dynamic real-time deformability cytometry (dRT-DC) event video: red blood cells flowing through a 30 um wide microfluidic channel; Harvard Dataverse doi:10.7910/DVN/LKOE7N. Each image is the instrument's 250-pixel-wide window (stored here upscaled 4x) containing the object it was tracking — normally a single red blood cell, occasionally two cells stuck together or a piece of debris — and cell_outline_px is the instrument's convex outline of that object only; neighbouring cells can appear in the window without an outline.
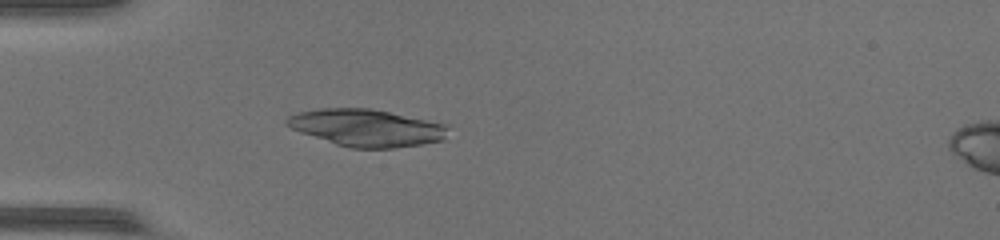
{"species": "common noctule bat (a hibernating species)", "species_latin": "Nyctalus noctula", "temperature_condition": "warm", "stored_images_in_passage": 33, "camera_frame_rate_fps": 3000, "um_per_image_px": 0.085, "animal": {"sex": "female", "body_mass_g": 17.0, "forearm_length_mm": 48.0}, "frame": {"image": 1, "passage_image": 1, "time_ms": 0.0, "image_size_px": [1000, 240], "cell_outline_px": [[448, 128], [444, 140], [420, 144], [392, 148], [352, 148], [336, 144], [300, 132], [284, 124], [284, 120], [288, 116], [296, 112], [320, 108], [372, 108], [444, 124]], "centroid_in_image_um": [31.1, 10.85], "position_along_channel_um": 53.9, "area_um2": 34.74}}
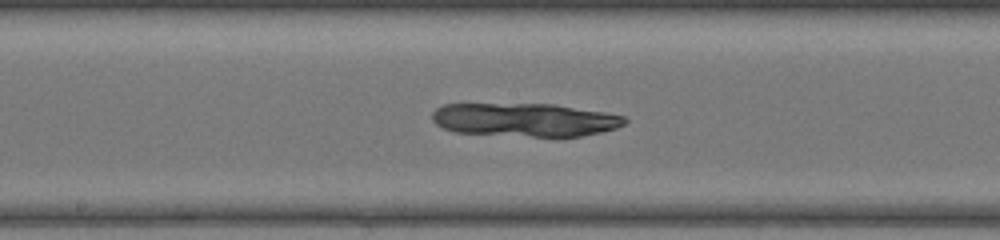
{"frame": {"image": 2, "passage_image": 12, "time_ms": 3.667, "image_size_px": [1000, 240], "cell_outline_px": [[628, 120], [624, 124], [616, 128], [600, 132], [580, 136], [532, 136], [456, 132], [444, 128], [436, 124], [432, 120], [432, 112], [436, 108], [444, 104], [552, 104], [604, 112], [624, 116]], "centroid_in_image_um": [44.6, 10.17], "position_along_channel_um": 203.6, "area_um2": 37.11}}